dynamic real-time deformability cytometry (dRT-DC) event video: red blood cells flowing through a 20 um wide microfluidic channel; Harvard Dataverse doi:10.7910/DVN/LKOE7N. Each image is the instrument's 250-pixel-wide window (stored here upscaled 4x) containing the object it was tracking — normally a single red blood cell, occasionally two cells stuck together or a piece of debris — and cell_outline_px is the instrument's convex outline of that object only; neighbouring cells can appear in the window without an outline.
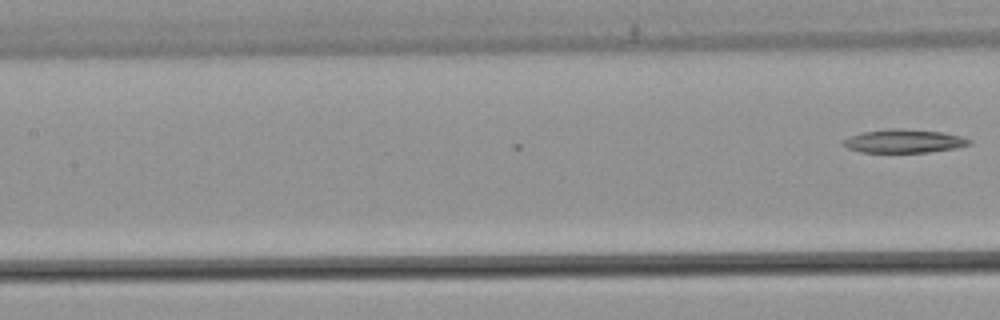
{"species": "common noctule bat (a hibernating species)", "species_latin": "Nyctalus noctula", "temperature_condition": "warm", "stored_images_in_passage": 6, "camera_frame_rate_fps": 3000, "um_per_image_px": 0.085, "animal": {"sex": "male", "body_mass_g": 21.5, "forearm_length_mm": 52.0}, "frame": {"image": 1, "passage_image": 6, "time_ms": 1.667, "image_size_px": [1000, 320], "cell_outline_px": [[972, 140], [968, 144], [956, 148], [928, 152], [860, 152], [848, 148], [844, 144], [844, 140], [860, 132], [888, 128], [900, 128], [940, 132], [960, 136]], "centroid_in_image_um": [76.82, 11.98], "position_along_channel_um": 130.6, "area_um2": 16.99}}